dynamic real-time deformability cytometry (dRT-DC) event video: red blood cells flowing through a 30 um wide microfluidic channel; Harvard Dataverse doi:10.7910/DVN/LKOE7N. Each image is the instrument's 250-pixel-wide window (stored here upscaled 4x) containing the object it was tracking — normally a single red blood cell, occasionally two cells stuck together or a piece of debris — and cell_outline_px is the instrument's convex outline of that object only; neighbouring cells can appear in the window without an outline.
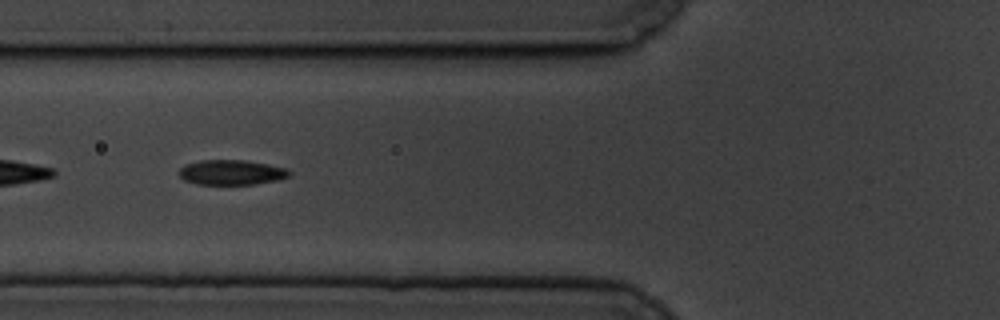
{"species": "common noctule bat (a hibernating species)", "species_latin": "Nyctalus noctula", "temperature_condition": "cold", "stored_images_in_passage": 7, "segment_of_instrument_passage": [2, 2], "camera_frame_rate_fps": 3000, "um_per_image_px": 0.085, "animal": {"sex": "male", "body_mass_g": 19.5, "forearm_length_mm": 54.6}, "frame": {"image": 1, "passage_image": 6, "time_ms": 5.667, "image_size_px": [1000, 320], "cell_outline_px": [[292, 172], [288, 176], [276, 180], [252, 184], [196, 184], [184, 180], [180, 176], [180, 168], [184, 164], [200, 160], [244, 160], [268, 164], [288, 168]], "centroid_in_image_um": [19.66, 14.64], "position_along_channel_um": 106.1, "area_um2": 16.01}}
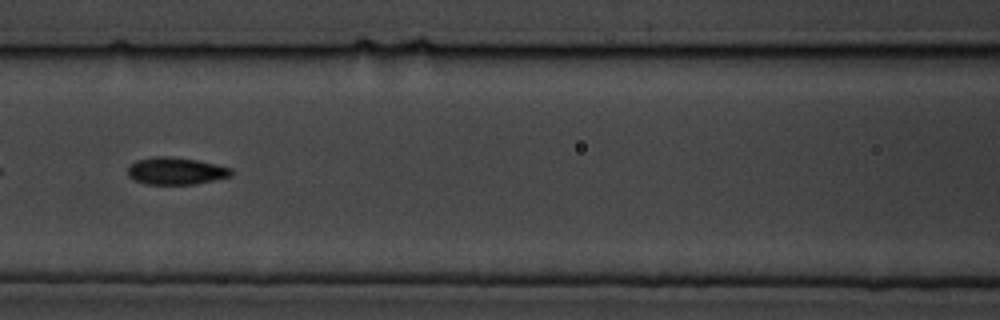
{"frame": {"image": 2, "passage_image": 7, "time_ms": 7.0, "image_size_px": [1000, 320], "cell_outline_px": [[232, 176], [196, 184], [144, 184], [128, 176], [128, 168], [136, 160], [152, 156], [172, 156], [196, 160], [216, 164], [232, 168]], "centroid_in_image_um": [14.96, 14.52], "position_along_channel_um": 151.6, "area_um2": 16.47}}